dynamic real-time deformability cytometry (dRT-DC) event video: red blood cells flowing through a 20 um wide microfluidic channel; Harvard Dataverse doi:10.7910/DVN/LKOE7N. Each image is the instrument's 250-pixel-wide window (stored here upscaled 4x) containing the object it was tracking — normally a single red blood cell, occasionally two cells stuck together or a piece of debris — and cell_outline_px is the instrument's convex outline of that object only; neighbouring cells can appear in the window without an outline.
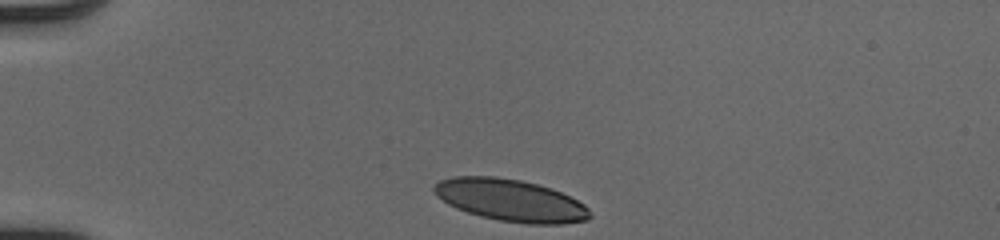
{"species": "human", "species_latin": "Homo sapiens", "temperature_condition": "cold", "stored_images_in_passage": 32, "camera_frame_rate_fps": 3000, "um_per_image_px": 0.085, "donor": {"sex": "male"}, "frame": {"image": 1, "passage_image": 1, "time_ms": 0.0, "image_size_px": [1000, 240], "cell_outline_px": [[592, 216], [588, 220], [564, 224], [528, 224], [500, 220], [480, 216], [456, 208], [448, 204], [436, 196], [432, 192], [432, 188], [440, 180], [452, 176], [496, 176], [520, 180], [552, 188], [584, 204], [588, 208]], "centroid_in_image_um": [43.38, 17.02], "position_along_channel_um": 41.6, "area_um2": 38.26}}
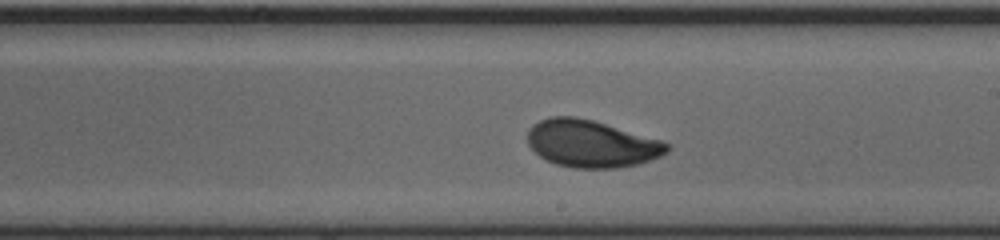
{"frame": {"image": 2, "passage_image": 19, "time_ms": 6.0, "image_size_px": [1000, 240], "cell_outline_px": [[668, 152], [660, 156], [636, 164], [616, 168], [572, 168], [556, 164], [540, 156], [528, 144], [528, 128], [532, 124], [548, 116], [576, 116], [592, 120], [660, 140], [668, 144]], "centroid_in_image_um": [50.22, 12.2], "position_along_channel_um": 238.8, "area_um2": 38.03}}
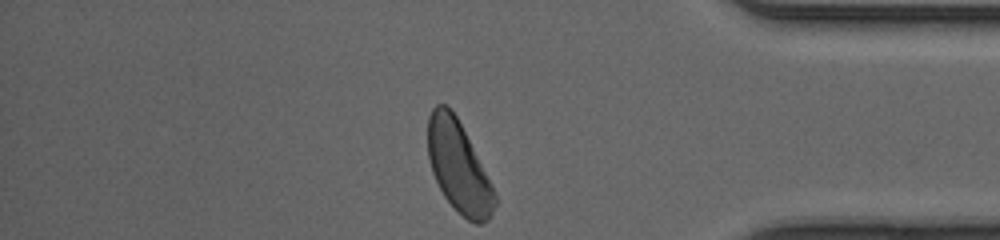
{"frame": {"image": 3, "passage_image": 32, "time_ms": 10.333, "image_size_px": [1000, 240], "cell_outline_px": [[496, 204], [488, 220], [480, 224], [476, 224], [468, 220], [444, 196], [432, 172], [428, 156], [428, 116], [432, 108], [436, 104], [444, 104], [456, 116], [492, 184], [496, 196]], "centroid_in_image_um": [38.97, 14.19], "position_along_channel_um": 396.2, "area_um2": 34.8}, "authors_computed_cell_mechanics": {"area_um2": 38.1191, "velocity_mm_per_s": 4.0871, "shape_relaxation_time_tau1_ms": 4.0213, "shape_relaxation_time_tau2_ms": 1.7456, "deformation_change_tau1": 0.152, "deformation_change_tau2": 0.0594}}